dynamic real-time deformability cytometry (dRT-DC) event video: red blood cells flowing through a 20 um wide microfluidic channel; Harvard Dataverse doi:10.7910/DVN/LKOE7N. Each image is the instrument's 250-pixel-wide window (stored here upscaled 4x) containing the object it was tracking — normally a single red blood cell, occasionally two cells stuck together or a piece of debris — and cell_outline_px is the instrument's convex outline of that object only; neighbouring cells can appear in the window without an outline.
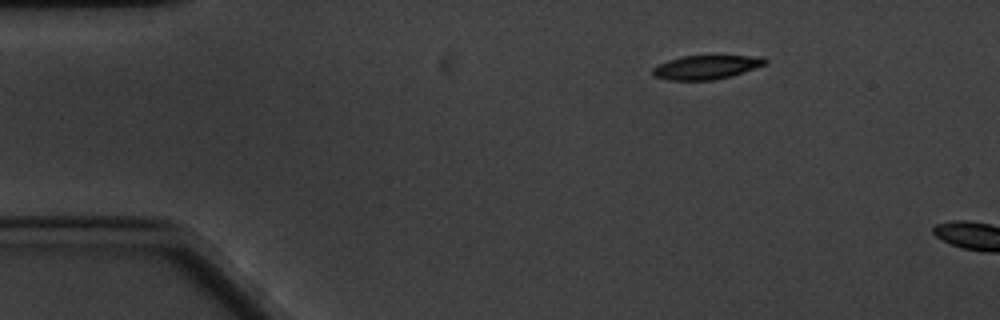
{"species": "common noctule bat (a hibernating species)", "species_latin": "Nyctalus noctula", "temperature_condition": "cold", "stored_images_in_passage": 4, "camera_frame_rate_fps": 3000, "um_per_image_px": 0.085, "animal": {"sex": "male", "body_mass_g": 20.1, "forearm_length_mm": 53.5}, "frame": {"image": 1, "passage_image": 1, "time_ms": 0.0, "image_size_px": [1000, 320], "cell_outline_px": [[768, 64], [732, 76], [712, 80], [668, 80], [652, 76], [652, 68], [668, 60], [684, 56], [764, 56], [768, 60]], "centroid_in_image_um": [60.06, 5.72], "position_along_channel_um": 24.9, "area_um2": 15.78}}